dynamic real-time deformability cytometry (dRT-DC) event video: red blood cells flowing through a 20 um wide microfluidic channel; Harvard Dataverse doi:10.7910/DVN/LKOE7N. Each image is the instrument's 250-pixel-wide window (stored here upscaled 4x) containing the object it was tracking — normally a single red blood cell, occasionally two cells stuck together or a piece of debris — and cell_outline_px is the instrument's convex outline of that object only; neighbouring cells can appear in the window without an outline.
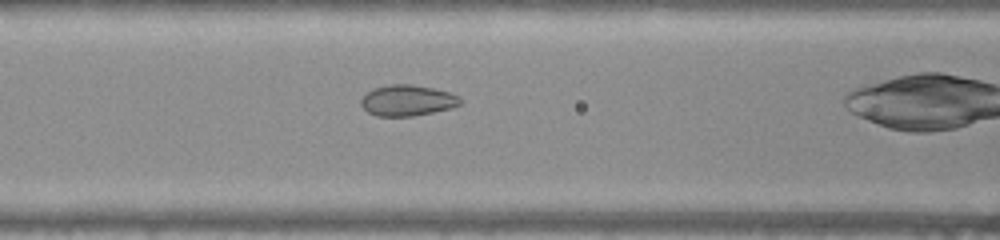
{"species": "common noctule bat (a hibernating species)", "species_latin": "Nyctalus noctula", "temperature_condition": "warm", "stored_images_in_passage": 34, "camera_frame_rate_fps": 3000, "um_per_image_px": 0.085, "animal": {"sex": "female", "body_mass_g": 22.0, "forearm_length_mm": 56.7}, "frame": {"image": 1, "passage_image": 14, "time_ms": 4.333, "image_size_px": [1000, 240], "cell_outline_px": [[460, 104], [452, 108], [412, 116], [376, 116], [368, 112], [360, 104], [360, 100], [372, 88], [388, 84], [412, 84], [432, 88], [448, 92], [456, 96], [460, 100]], "centroid_in_image_um": [34.58, 8.53], "position_along_channel_um": 132.0, "area_um2": 17.74}}
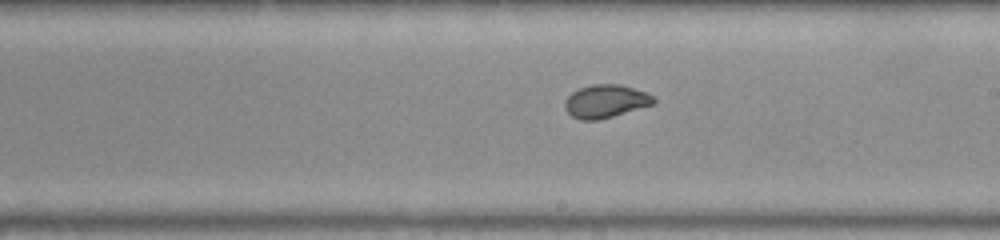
{"frame": {"image": 2, "passage_image": 22, "time_ms": 7.0, "image_size_px": [1000, 240], "cell_outline_px": [[656, 100], [652, 104], [600, 120], [580, 120], [572, 116], [564, 108], [564, 100], [572, 92], [580, 88], [592, 84], [620, 84], [648, 92]], "centroid_in_image_um": [51.45, 8.6], "position_along_channel_um": 237.5, "area_um2": 17.11}}
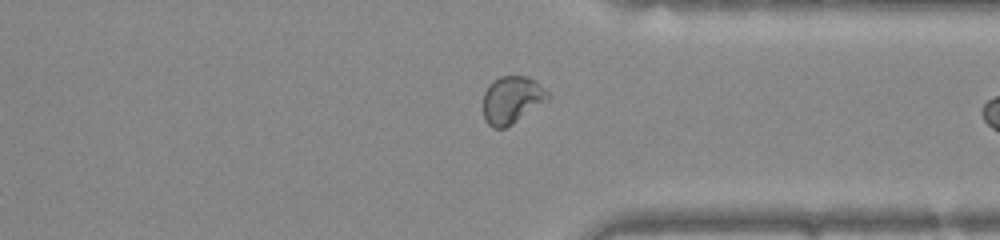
{"frame": {"image": 3, "passage_image": 32, "time_ms": 10.333, "image_size_px": [1000, 240], "cell_outline_px": [[548, 100], [512, 124], [504, 128], [492, 128], [488, 124], [484, 116], [484, 92], [500, 76], [524, 76], [536, 80], [548, 92]], "centroid_in_image_um": [43.52, 8.49], "position_along_channel_um": 367.9, "area_um2": 17.51}}